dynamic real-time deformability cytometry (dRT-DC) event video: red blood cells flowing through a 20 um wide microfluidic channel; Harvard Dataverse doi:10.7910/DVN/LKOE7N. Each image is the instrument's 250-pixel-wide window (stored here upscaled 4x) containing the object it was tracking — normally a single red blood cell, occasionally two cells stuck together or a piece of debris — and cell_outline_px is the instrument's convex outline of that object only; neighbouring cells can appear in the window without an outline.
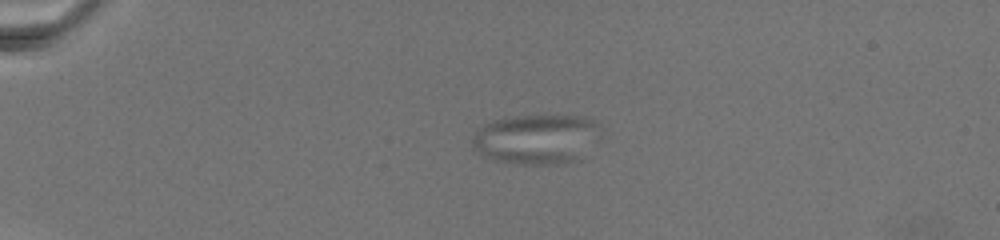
{"species": "common noctule bat (a hibernating species)", "species_latin": "Nyctalus noctula", "temperature_condition": "warm", "stored_images_in_passage": 26, "camera_frame_rate_fps": 3000, "um_per_image_px": 0.085, "animal": {"sex": "female", "body_mass_g": 19.5, "forearm_length_mm": 54.1}, "frame": {"image": 1, "passage_image": 1, "time_ms": 0.0, "image_size_px": [1000, 240], "cell_outline_px": [[592, 124], [572, 160], [556, 164], [516, 164], [496, 160], [480, 156], [472, 148], [472, 140], [476, 132], [484, 124], [492, 120], [516, 116], [584, 116]], "centroid_in_image_um": [45.19, 11.82], "position_along_channel_um": 39.8, "area_um2": 34.33}}
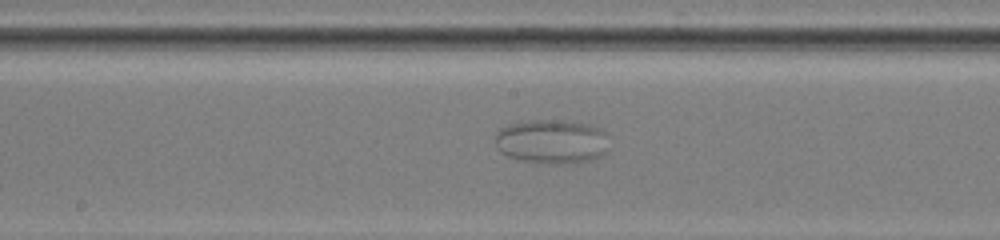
{"frame": {"image": 2, "passage_image": 12, "time_ms": 8.333, "image_size_px": [1000, 240], "cell_outline_px": [[604, 156], [592, 160], [576, 164], [540, 164], [516, 160], [500, 152], [496, 148], [496, 132], [500, 128], [508, 124], [532, 120], [560, 120], [588, 124], [604, 128]], "centroid_in_image_um": [46.85, 12.06], "position_along_channel_um": 201.3, "area_um2": 29.82}}
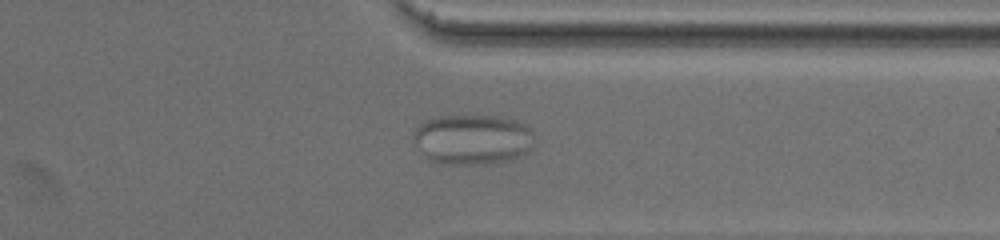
{"frame": {"image": 3, "passage_image": 20, "time_ms": 14.667, "image_size_px": [1000, 240], "cell_outline_px": [[532, 148], [528, 152], [520, 156], [508, 160], [492, 164], [444, 164], [432, 160], [424, 156], [416, 140], [416, 128], [420, 124], [428, 120], [440, 116], [500, 116], [524, 124], [532, 132]], "centroid_in_image_um": [40.21, 11.86], "position_along_channel_um": 371.2, "area_um2": 34.85}}